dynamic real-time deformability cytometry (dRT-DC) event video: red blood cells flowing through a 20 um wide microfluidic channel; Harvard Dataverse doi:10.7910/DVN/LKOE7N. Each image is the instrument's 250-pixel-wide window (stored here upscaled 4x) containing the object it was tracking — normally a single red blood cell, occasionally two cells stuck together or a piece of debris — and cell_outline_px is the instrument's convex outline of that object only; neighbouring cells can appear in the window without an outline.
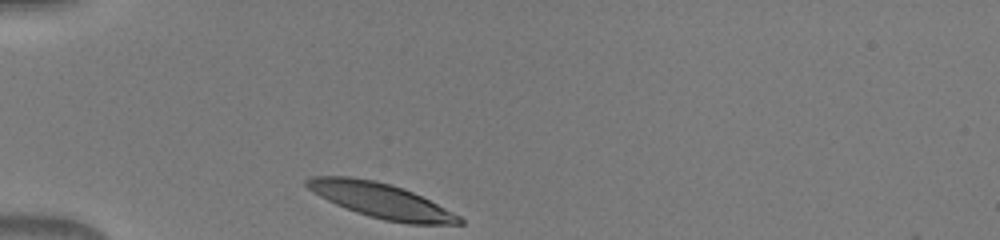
{"species": "human", "species_latin": "Homo sapiens", "temperature_condition": "warm", "stored_images_in_passage": 30, "camera_frame_rate_fps": 3000, "um_per_image_px": 0.085, "donor": {"sex": "male"}, "frame": {"image": 1, "passage_image": 1, "time_ms": 0.0, "image_size_px": [1000, 240], "cell_outline_px": [[464, 224], [408, 224], [384, 220], [368, 216], [356, 212], [336, 204], [312, 192], [304, 184], [304, 180], [312, 176], [352, 176], [376, 180], [392, 184], [412, 192], [460, 216], [464, 220]], "centroid_in_image_um": [32.35, 17.03], "position_along_channel_um": 52.7, "area_um2": 30.87}}
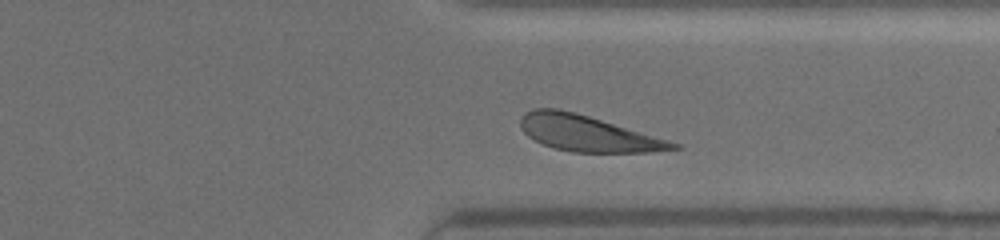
{"frame": {"image": 2, "passage_image": 26, "time_ms": 8.333, "image_size_px": [1000, 240], "cell_outline_px": [[684, 148], [652, 152], [572, 152], [556, 148], [544, 144], [528, 136], [520, 128], [520, 116], [524, 112], [532, 108], [560, 108], [576, 112], [680, 144]], "centroid_in_image_um": [49.91, 11.32], "position_along_channel_um": 361.5, "area_um2": 31.73}}
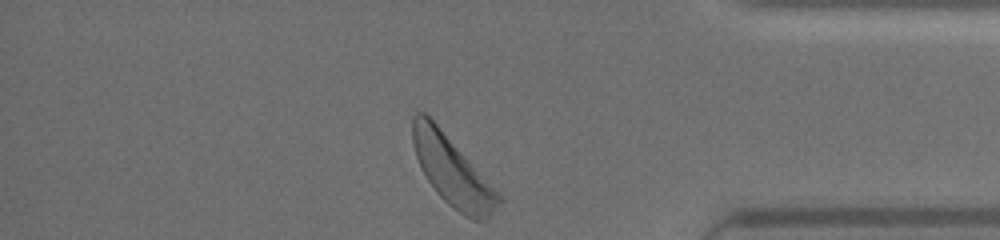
{"frame": {"image": 3, "passage_image": 30, "time_ms": 9.667, "image_size_px": [1000, 240], "cell_outline_px": [[504, 200], [484, 220], [472, 220], [464, 216], [448, 204], [436, 192], [420, 168], [412, 144], [412, 116], [416, 112], [424, 112], [436, 124]], "centroid_in_image_um": [38.39, 14.56], "position_along_channel_um": 396.8, "area_um2": 33.7}}